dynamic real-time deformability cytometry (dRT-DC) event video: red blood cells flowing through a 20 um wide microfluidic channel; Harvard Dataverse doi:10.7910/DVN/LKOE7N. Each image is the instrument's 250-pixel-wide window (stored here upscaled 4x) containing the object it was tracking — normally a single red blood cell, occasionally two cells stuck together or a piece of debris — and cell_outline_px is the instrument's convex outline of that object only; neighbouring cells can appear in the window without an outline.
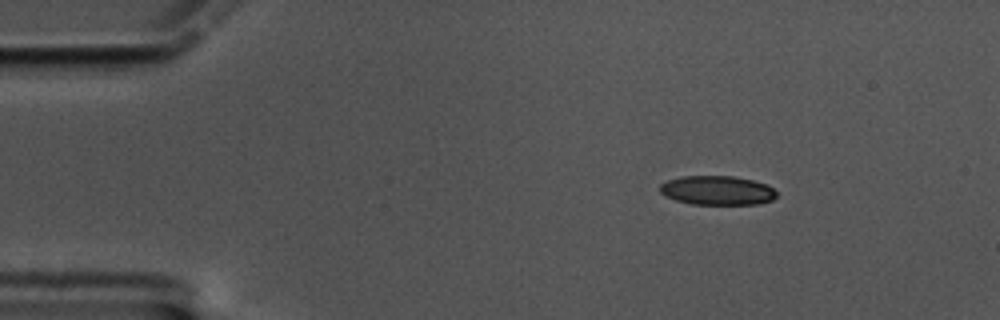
{"species": "common noctule bat (a hibernating species)", "species_latin": "Nyctalus noctula", "temperature_condition": "cold", "stored_images_in_passage": 52, "camera_frame_rate_fps": 3000, "um_per_image_px": 0.085, "animal": {"sex": "male", "body_mass_g": 17.5, "forearm_length_mm": 52.3}, "frame": {"image": 1, "passage_image": 1, "time_ms": 0.0, "image_size_px": [1000, 320], "cell_outline_px": [[776, 196], [772, 200], [760, 204], [692, 204], [676, 200], [660, 192], [660, 184], [668, 180], [680, 176], [732, 176], [752, 180], [764, 184], [772, 188], [776, 192]], "centroid_in_image_um": [60.96, 16.18], "position_along_channel_um": 24.0, "area_um2": 19.65}}
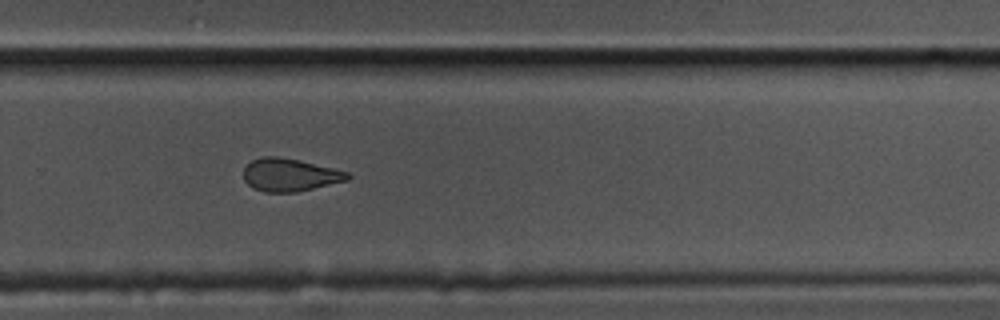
{"frame": {"image": 2, "passage_image": 32, "time_ms": 10.333, "image_size_px": [1000, 320], "cell_outline_px": [[352, 176], [348, 180], [296, 192], [264, 192], [252, 188], [244, 180], [244, 168], [252, 160], [264, 156], [280, 156], [300, 160], [348, 172]], "centroid_in_image_um": [24.62, 14.86], "position_along_channel_um": 305.2, "area_um2": 19.88}}
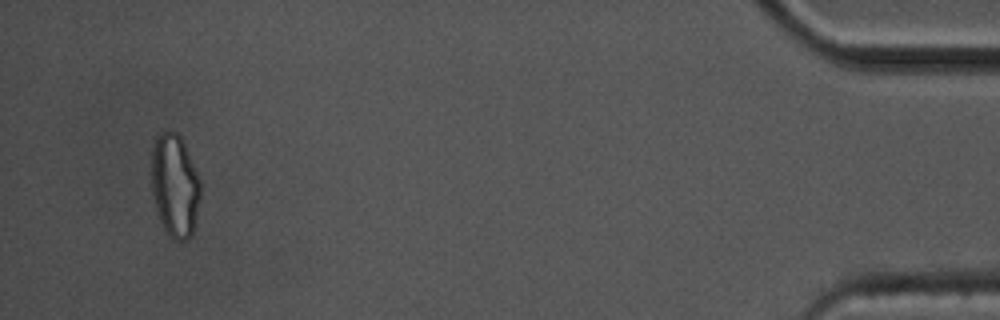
{"frame": {"image": 3, "passage_image": 49, "time_ms": 16.0, "image_size_px": [1000, 320], "cell_outline_px": [[200, 200], [192, 236], [188, 240], [172, 240], [168, 236], [160, 220], [152, 196], [152, 148], [156, 136], [164, 128], [168, 128], [176, 132], [180, 136], [184, 144], [200, 180]], "centroid_in_image_um": [14.85, 15.77], "position_along_channel_um": 420.3, "area_um2": 29.71}, "authors_computed_cell_mechanics": {"area_um2": 20.9525, "velocity_mm_per_s": 3.3915, "shape_relaxation_time_tau1_ms": null, "shape_relaxation_time_tau2_ms": 3.9202, "deformation_change_tau1": null, "deformation_change_tau2": 0.1}}